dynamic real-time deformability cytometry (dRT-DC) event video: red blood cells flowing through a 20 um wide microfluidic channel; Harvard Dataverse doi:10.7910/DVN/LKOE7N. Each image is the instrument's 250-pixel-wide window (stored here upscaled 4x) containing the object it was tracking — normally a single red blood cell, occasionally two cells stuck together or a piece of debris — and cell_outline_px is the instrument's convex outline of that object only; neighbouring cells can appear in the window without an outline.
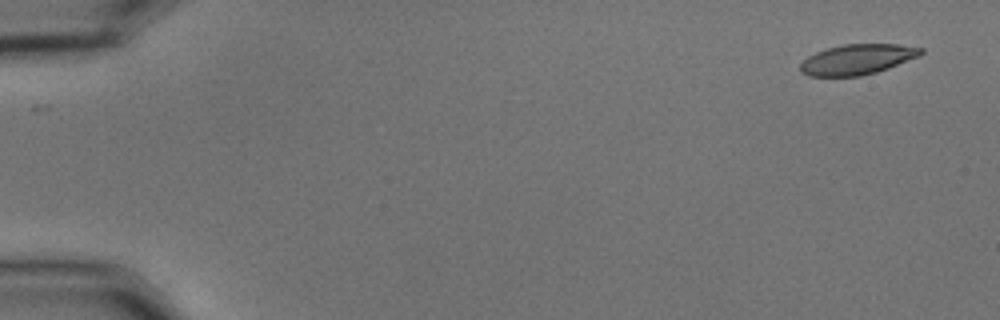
{"species": "common noctule bat (a hibernating species)", "species_latin": "Nyctalus noctula", "temperature_condition": "cold", "stored_images_in_passage": 4, "camera_frame_rate_fps": 3000, "um_per_image_px": 0.085, "animal": {"sex": "male", "body_mass_g": 15.6}, "frame": {"image": 1, "passage_image": 1, "time_ms": 0.0, "image_size_px": [1000, 320], "cell_outline_px": [[924, 52], [920, 56], [888, 68], [876, 72], [860, 76], [808, 76], [800, 72], [800, 64], [808, 56], [816, 52], [828, 48], [844, 44], [896, 44], [924, 48]], "centroid_in_image_um": [72.88, 5.05], "position_along_channel_um": 12.1, "area_um2": 21.27}}